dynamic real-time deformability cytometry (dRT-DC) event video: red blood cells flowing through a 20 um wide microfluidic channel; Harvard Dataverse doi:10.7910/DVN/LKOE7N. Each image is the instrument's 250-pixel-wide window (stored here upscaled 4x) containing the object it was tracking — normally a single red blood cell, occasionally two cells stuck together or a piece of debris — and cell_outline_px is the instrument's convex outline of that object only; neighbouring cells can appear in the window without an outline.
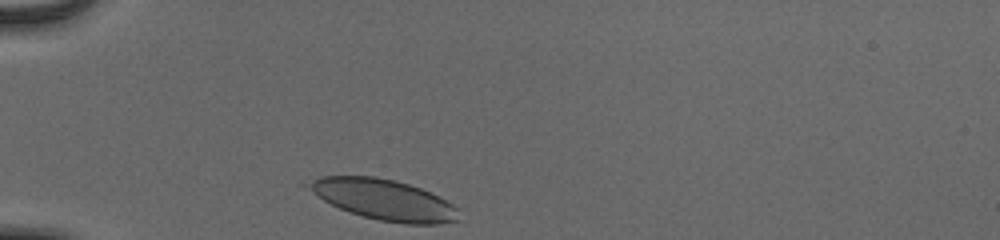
{"species": "human", "species_latin": "Homo sapiens", "temperature_condition": "cold", "stored_images_in_passage": 31, "camera_frame_rate_fps": 3000, "um_per_image_px": 0.085, "donor": {"sex": "male"}, "frame": {"image": 1, "passage_image": 1, "time_ms": 0.0, "image_size_px": [1000, 240], "cell_outline_px": [[460, 220], [436, 224], [404, 224], [380, 220], [348, 212], [324, 200], [300, 184], [320, 176], [372, 176], [392, 180], [408, 184], [420, 188], [452, 204], [456, 208]], "centroid_in_image_um": [32.56, 16.96], "position_along_channel_um": 52.4, "area_um2": 35.26}}
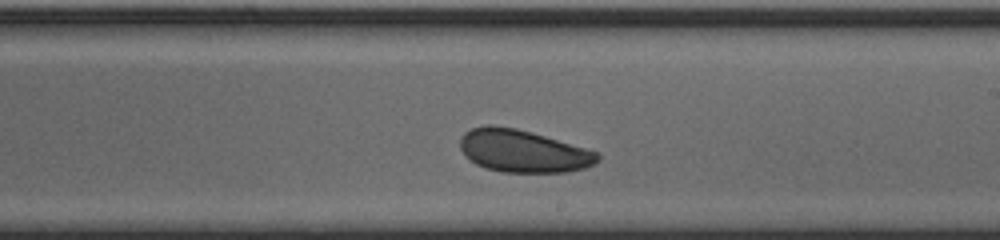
{"frame": {"image": 2, "passage_image": 18, "time_ms": 5.667, "image_size_px": [1000, 240], "cell_outline_px": [[600, 160], [596, 164], [584, 168], [568, 172], [500, 172], [476, 164], [460, 148], [460, 136], [464, 132], [472, 128], [488, 124], [492, 124], [516, 128], [532, 132], [600, 152]], "centroid_in_image_um": [44.5, 12.83], "position_along_channel_um": 244.5, "area_um2": 34.22}}
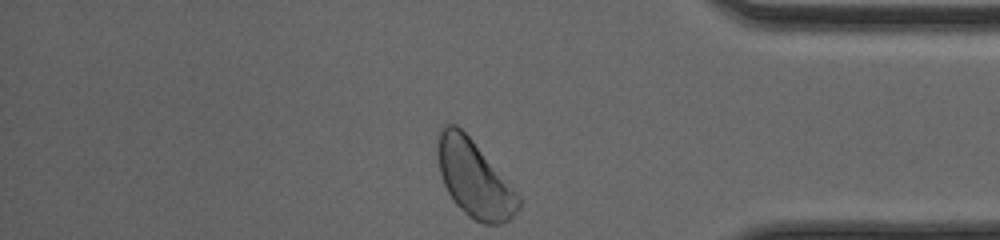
{"frame": {"image": 3, "passage_image": 31, "time_ms": 10.0, "image_size_px": [1000, 240], "cell_outline_px": [[520, 208], [508, 220], [500, 224], [484, 224], [468, 216], [452, 200], [444, 184], [440, 172], [436, 156], [436, 144], [440, 128], [444, 124], [456, 124], [472, 140], [520, 196]], "centroid_in_image_um": [40.28, 15.18], "position_along_channel_um": 394.9, "area_um2": 35.89}, "authors_computed_cell_mechanics": {"area_um2": 34.68, "velocity_mm_per_s": 3.8215, "shape_relaxation_time_tau1_ms": 2.8153, "shape_relaxation_time_tau2_ms": 3.9161, "deformation_change_tau1": 0.0758, "deformation_change_tau2": 0.106}}